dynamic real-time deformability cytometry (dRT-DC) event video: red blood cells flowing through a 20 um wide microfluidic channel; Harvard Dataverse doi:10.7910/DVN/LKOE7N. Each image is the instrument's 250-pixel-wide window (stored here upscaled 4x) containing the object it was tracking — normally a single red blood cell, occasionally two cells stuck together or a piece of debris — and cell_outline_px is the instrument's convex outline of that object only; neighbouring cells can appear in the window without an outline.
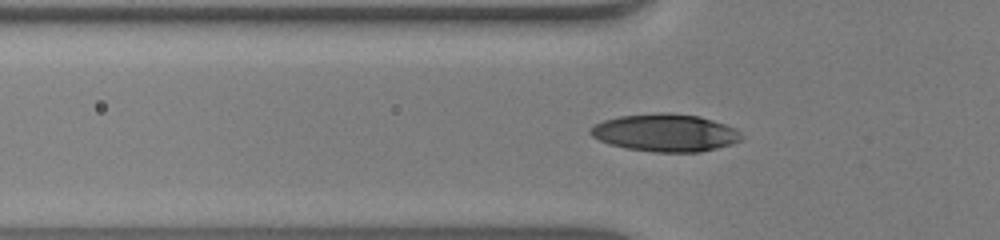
{"species": "human", "species_latin": "Homo sapiens", "temperature_condition": "warm", "stored_images_in_passage": 37, "camera_frame_rate_fps": 3000, "um_per_image_px": 0.085, "donor": {"sex": "male"}, "frame": {"image": 1, "passage_image": 2, "time_ms": 0.333, "image_size_px": [1000, 240], "cell_outline_px": [[744, 136], [740, 140], [732, 144], [700, 152], [652, 152], [628, 148], [608, 144], [592, 136], [588, 132], [596, 124], [604, 120], [620, 116], [700, 116], [736, 128]], "centroid_in_image_um": [56.59, 11.34], "position_along_channel_um": 69.2, "area_um2": 31.79}}
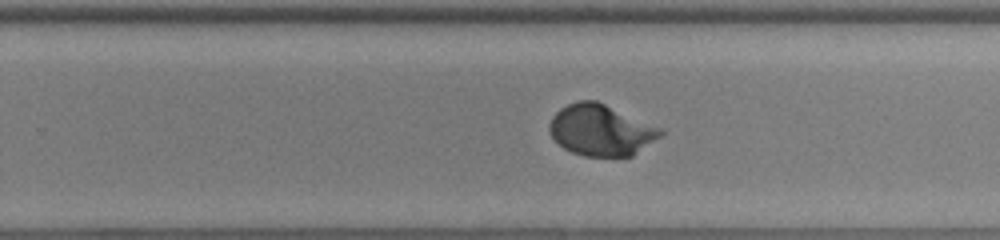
{"frame": {"image": 2, "passage_image": 18, "time_ms": 5.667, "image_size_px": [1000, 240], "cell_outline_px": [[664, 132], [660, 136], [632, 156], [584, 156], [572, 152], [564, 148], [552, 136], [548, 128], [548, 124], [552, 116], [560, 108], [568, 104], [580, 100], [596, 100], [664, 128]], "centroid_in_image_um": [51.09, 11.04], "position_along_channel_um": 278.7, "area_um2": 33.18}}
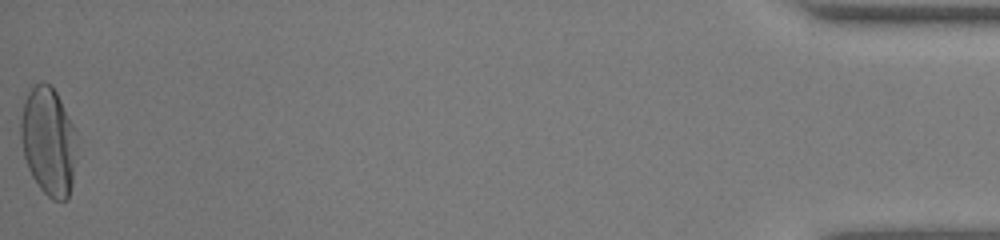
{"frame": {"image": 3, "passage_image": 37, "time_ms": 12.0, "image_size_px": [1000, 240], "cell_outline_px": [[72, 184], [68, 200], [52, 200], [40, 188], [32, 176], [28, 168], [24, 156], [20, 136], [20, 120], [24, 100], [28, 92], [36, 84], [44, 80], [56, 92], [72, 124]], "centroid_in_image_um": [4.04, 12.0], "position_along_channel_um": 431.2, "area_um2": 34.16}, "authors_computed_cell_mechanics": {"area_um2": 32.4258, "velocity_mm_per_s": 3.9388, "shape_relaxation_time_tau1_ms": 2.949, "shape_relaxation_time_tau2_ms": null, "deformation_change_tau1": 0.1969, "deformation_change_tau2": null}}